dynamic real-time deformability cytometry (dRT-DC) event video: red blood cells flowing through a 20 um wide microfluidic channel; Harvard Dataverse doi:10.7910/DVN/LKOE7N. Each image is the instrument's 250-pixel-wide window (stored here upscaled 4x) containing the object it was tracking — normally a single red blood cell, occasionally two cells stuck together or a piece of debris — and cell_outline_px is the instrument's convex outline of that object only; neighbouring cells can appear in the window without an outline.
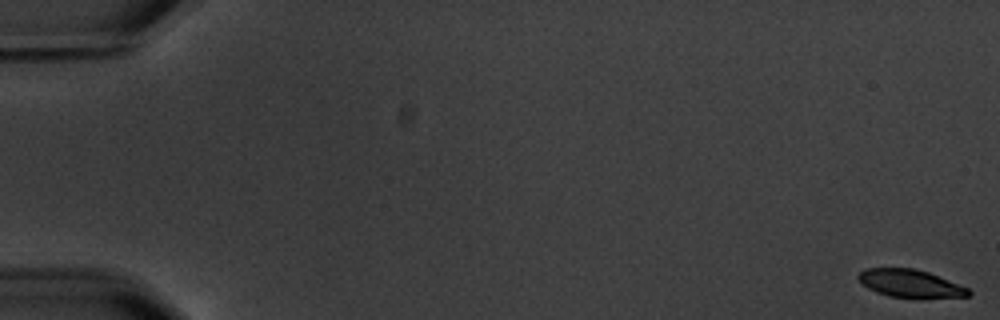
{"species": "common noctule bat (a hibernating species)", "species_latin": "Nyctalus noctula", "temperature_condition": "warm", "stored_images_in_passage": 7, "camera_frame_rate_fps": 3000, "um_per_image_px": 0.085, "animal": {"sex": "male", "body_mass_g": 20.1, "forearm_length_mm": 53.5}, "frame": {"image": 1, "passage_image": 1, "time_ms": 0.0, "image_size_px": [1000, 320], "cell_outline_px": [[972, 292], [968, 296], [916, 300], [888, 296], [876, 292], [860, 284], [856, 276], [864, 268], [912, 268], [928, 272], [968, 288]], "centroid_in_image_um": [77.35, 24.13], "position_along_channel_um": 7.7, "area_um2": 18.44}}
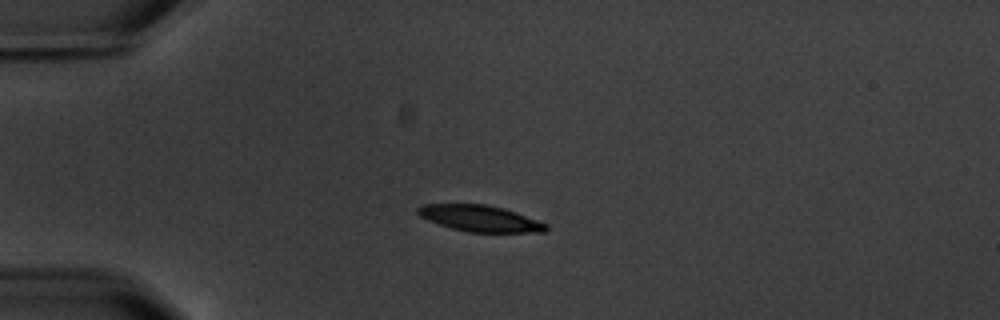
{"frame": {"image": 2, "passage_image": 5, "time_ms": 5.0, "image_size_px": [1000, 320], "cell_outline_px": [[548, 232], [468, 232], [452, 228], [428, 220], [420, 216], [416, 212], [416, 208], [420, 204], [484, 204], [504, 208], [516, 212], [548, 224]], "centroid_in_image_um": [40.81, 18.56], "position_along_channel_um": 44.2, "area_um2": 19.65}}
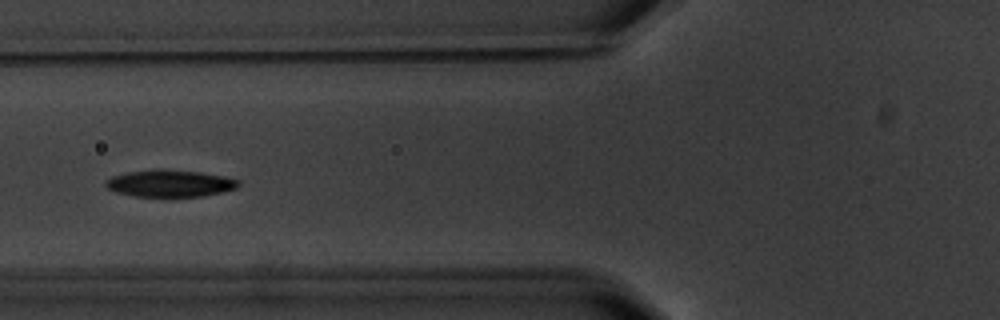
{"frame": {"image": 3, "passage_image": 7, "time_ms": 7.667, "image_size_px": [1000, 320], "cell_outline_px": [[240, 184], [236, 188], [224, 192], [204, 196], [136, 196], [116, 192], [108, 188], [104, 184], [104, 180], [112, 176], [128, 172], [156, 168], [160, 168], [200, 172], [224, 176], [240, 180]], "centroid_in_image_um": [14.45, 15.57], "position_along_channel_um": 111.3, "area_um2": 21.04}}